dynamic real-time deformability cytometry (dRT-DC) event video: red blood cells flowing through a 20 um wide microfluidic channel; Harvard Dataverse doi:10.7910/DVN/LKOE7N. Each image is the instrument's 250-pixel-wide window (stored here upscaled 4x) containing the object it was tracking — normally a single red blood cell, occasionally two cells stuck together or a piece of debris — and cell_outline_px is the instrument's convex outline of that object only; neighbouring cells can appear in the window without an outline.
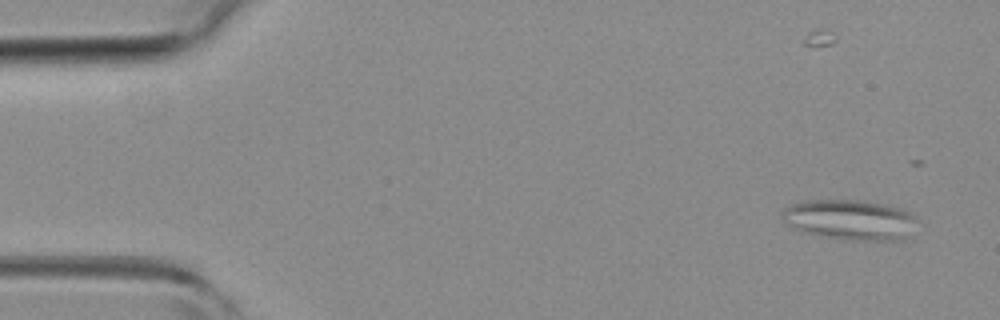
{"species": "common noctule bat (a hibernating species)", "species_latin": "Nyctalus noctula", "temperature_condition": "room temperature", "stored_images_in_passage": 8, "camera_frame_rate_fps": 3000, "um_per_image_px": 0.085, "animal": {"sex": "female", "body_mass_g": 19.3, "forearm_length_mm": 54.1}, "frame": {"image": 1, "passage_image": 2, "time_ms": 0.333, "image_size_px": [1000, 320], "cell_outline_px": [[912, 216], [904, 240], [840, 240], [820, 236], [804, 232], [788, 224], [784, 220], [784, 208], [792, 204], [804, 200], [864, 200], [884, 204], [900, 208], [912, 212]], "centroid_in_image_um": [72.17, 18.67], "position_along_channel_um": 12.8, "area_um2": 31.04}}